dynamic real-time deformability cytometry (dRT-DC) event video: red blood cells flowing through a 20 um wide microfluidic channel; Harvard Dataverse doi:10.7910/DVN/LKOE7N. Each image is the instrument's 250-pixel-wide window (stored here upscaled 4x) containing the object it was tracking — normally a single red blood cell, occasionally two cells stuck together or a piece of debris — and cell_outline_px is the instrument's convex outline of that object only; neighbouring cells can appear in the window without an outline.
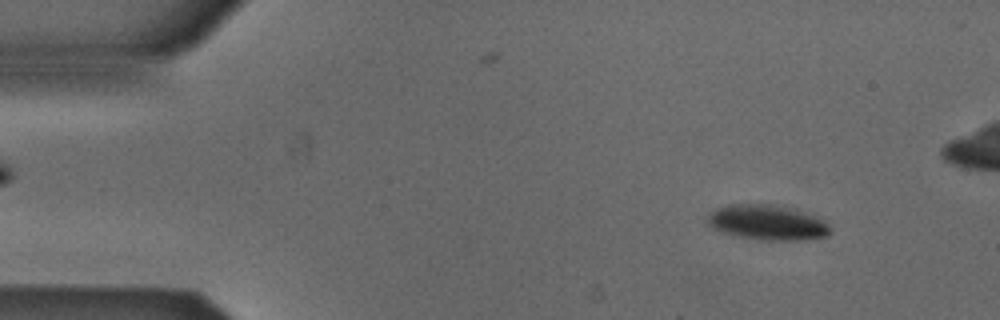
{"species": "Egyptian fruit bat (a non-hibernating species)", "species_latin": "Rousettus aegyptiacus", "temperature_condition": "cold", "stored_images_in_passage": 49, "camera_frame_rate_fps": 3000, "um_per_image_px": 0.085, "animal": {"sex": "male"}, "frame": {"image": 1, "passage_image": 6, "time_ms": 1.667, "image_size_px": [1000, 320], "cell_outline_px": [[832, 232], [828, 236], [808, 240], [756, 240], [724, 232], [712, 228], [708, 224], [708, 212], [716, 208], [728, 204], [772, 204], [796, 208], [824, 220], [832, 228]], "centroid_in_image_um": [65.27, 18.91], "position_along_channel_um": 19.7, "area_um2": 25.55}}
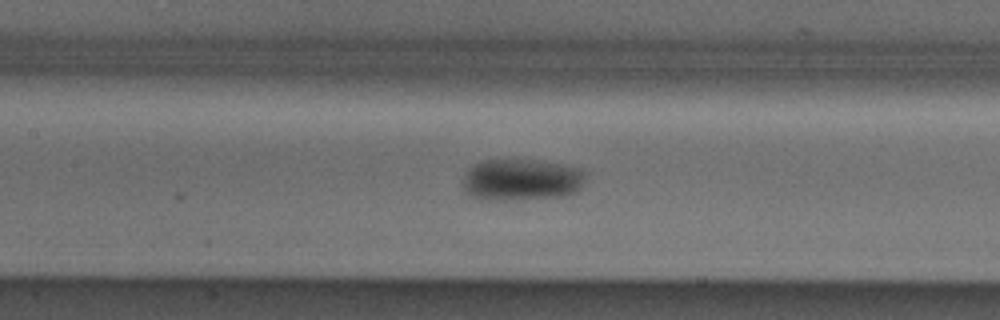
{"frame": {"image": 2, "passage_image": 24, "time_ms": 7.667, "image_size_px": [1000, 320], "cell_outline_px": [[584, 176], [580, 188], [576, 192], [564, 196], [504, 200], [496, 200], [472, 196], [464, 188], [464, 176], [468, 168], [484, 160], [536, 160], [576, 168], [584, 172]], "centroid_in_image_um": [44.31, 15.28], "position_along_channel_um": 163.1, "area_um2": 29.13}}
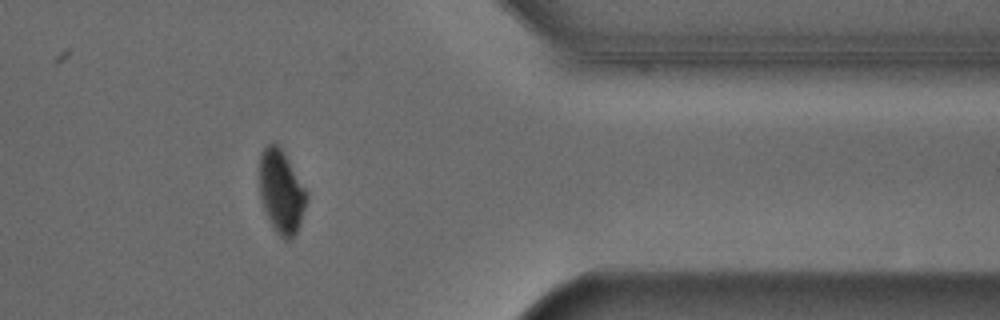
{"frame": {"image": 3, "passage_image": 43, "time_ms": 14.0, "image_size_px": [1000, 320], "cell_outline_px": [[308, 200], [300, 224], [292, 240], [284, 240], [276, 232], [260, 200], [260, 152], [272, 140], [276, 140], [280, 144], [308, 192]], "centroid_in_image_um": [23.93, 16.23], "position_along_channel_um": 387.5, "area_um2": 23.35}}